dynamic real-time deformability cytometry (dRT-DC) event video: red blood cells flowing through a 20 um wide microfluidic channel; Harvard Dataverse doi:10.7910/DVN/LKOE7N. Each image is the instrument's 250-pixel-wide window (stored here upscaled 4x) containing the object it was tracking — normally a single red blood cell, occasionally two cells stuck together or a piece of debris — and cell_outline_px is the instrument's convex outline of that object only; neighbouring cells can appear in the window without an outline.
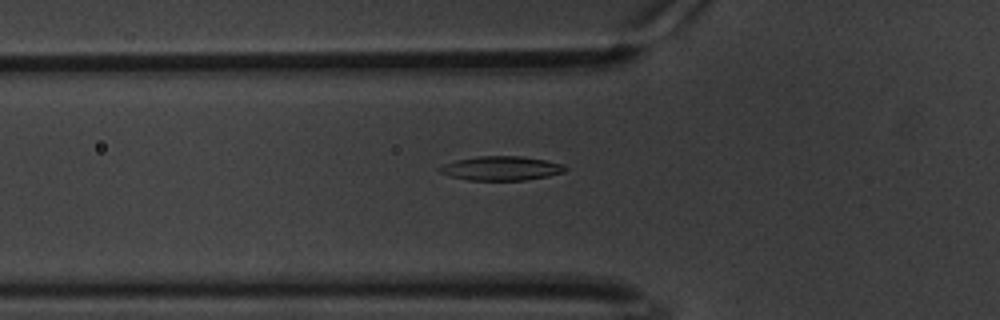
{"species": "common noctule bat (a hibernating species)", "species_latin": "Nyctalus noctula", "temperature_condition": "warm", "stored_images_in_passage": 62, "camera_frame_rate_fps": 3000, "um_per_image_px": 0.085, "animal": {"sex": "male", "body_mass_g": 20.1, "forearm_length_mm": 53.5}, "frame": {"image": 1, "passage_image": 22, "time_ms": 7.0, "image_size_px": [1000, 320], "cell_outline_px": [[568, 168], [564, 172], [548, 176], [524, 180], [468, 180], [448, 176], [440, 172], [436, 168], [440, 164], [456, 160], [476, 156], [520, 156], [544, 160], [564, 164]], "centroid_in_image_um": [42.55, 14.3], "position_along_channel_um": 83.3, "area_um2": 17.86}}
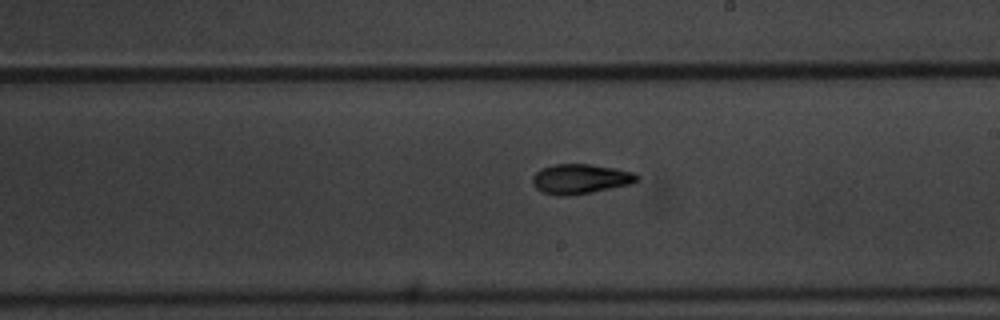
{"frame": {"image": 2, "passage_image": 36, "time_ms": 11.667, "image_size_px": [1000, 320], "cell_outline_px": [[640, 180], [632, 184], [592, 192], [568, 196], [556, 196], [540, 192], [532, 184], [532, 176], [540, 168], [552, 164], [592, 164], [616, 168], [632, 172], [640, 176]], "centroid_in_image_um": [49.32, 15.21], "position_along_channel_um": 239.7, "area_um2": 18.55}}
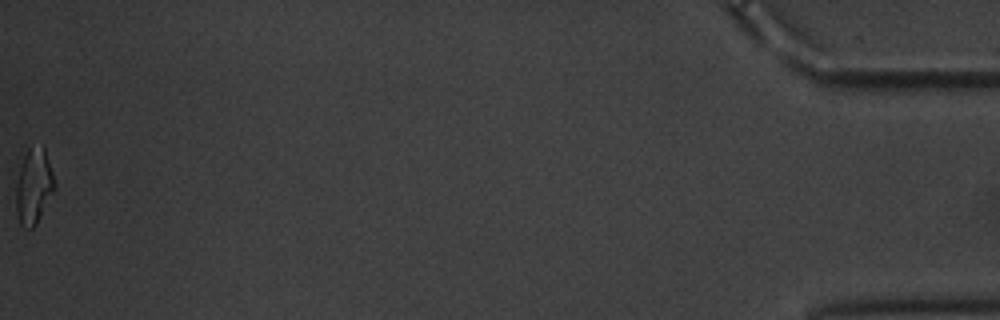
{"frame": {"image": 3, "passage_image": 62, "time_ms": 20.333, "image_size_px": [1000, 320], "cell_outline_px": [[56, 188], [36, 224], [32, 228], [24, 228], [20, 224], [16, 212], [16, 184], [20, 168], [24, 156], [28, 148], [44, 144], [56, 184]], "centroid_in_image_um": [2.89, 15.82], "position_along_channel_um": 432.3, "area_um2": 17.05}, "authors_computed_cell_mechanics": {"area_um2": 17.5423, "velocity_mm_per_s": 3.3311, "shape_relaxation_time_tau1_ms": 3.8859, "shape_relaxation_time_tau2_ms": 3.3137, "deformation_change_tau1": 0.1487, "deformation_change_tau2": 0.1038}}